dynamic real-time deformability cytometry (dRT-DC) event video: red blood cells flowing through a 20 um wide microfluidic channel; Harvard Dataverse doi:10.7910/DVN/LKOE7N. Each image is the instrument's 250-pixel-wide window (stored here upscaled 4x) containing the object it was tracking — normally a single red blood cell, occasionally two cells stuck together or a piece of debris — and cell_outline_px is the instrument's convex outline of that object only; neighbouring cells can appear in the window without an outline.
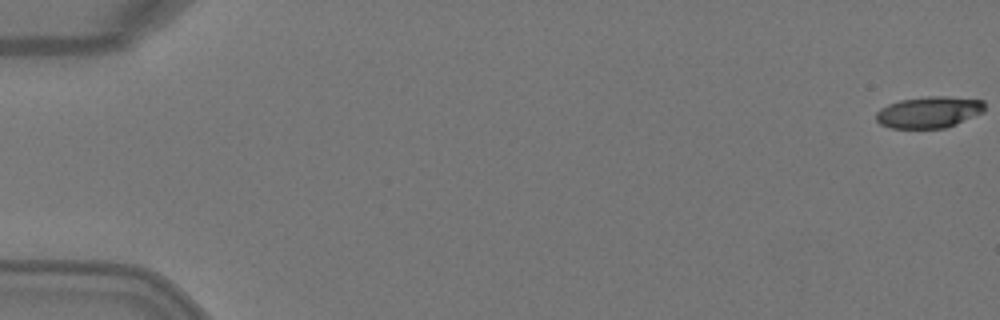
{"species": "Egyptian fruit bat (a non-hibernating species)", "species_latin": "Rousettus aegyptiacus", "temperature_condition": "warm", "stored_images_in_passage": 6, "segment_of_instrument_passage": [1, 2], "camera_frame_rate_fps": 3000, "um_per_image_px": 0.085, "animal": {"sex": "female"}, "frame": {"image": 1, "passage_image": 1, "time_ms": 0.0, "image_size_px": [1000, 320], "cell_outline_px": [[984, 112], [956, 124], [944, 128], [892, 128], [880, 124], [876, 120], [876, 112], [880, 108], [888, 104], [900, 100], [928, 96], [944, 96], [984, 100]], "centroid_in_image_um": [78.96, 9.53], "position_along_channel_um": 6.0, "area_um2": 19.94}}
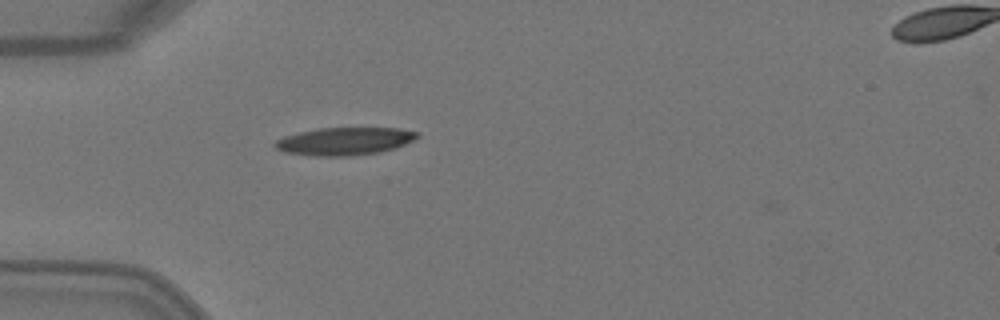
{"frame": {"image": 2, "passage_image": 5, "time_ms": 1.333, "image_size_px": [1000, 320], "cell_outline_px": [[420, 136], [396, 148], [380, 152], [352, 156], [316, 156], [284, 152], [276, 148], [272, 144], [276, 140], [284, 136], [300, 132], [320, 128], [400, 128], [420, 132]], "centroid_in_image_um": [29.3, 12.0], "position_along_channel_um": 55.7, "area_um2": 23.06}}